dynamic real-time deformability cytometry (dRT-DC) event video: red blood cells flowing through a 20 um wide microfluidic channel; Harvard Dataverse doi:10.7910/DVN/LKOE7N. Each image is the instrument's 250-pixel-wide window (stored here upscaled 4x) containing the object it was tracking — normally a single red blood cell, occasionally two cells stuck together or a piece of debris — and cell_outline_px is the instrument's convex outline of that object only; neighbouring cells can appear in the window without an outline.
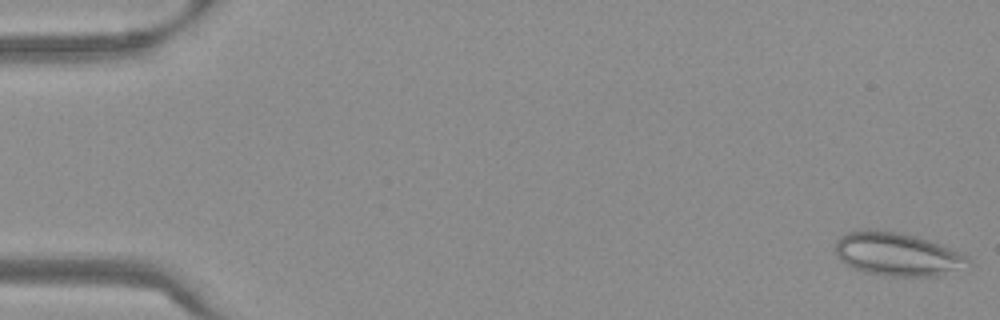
{"species": "Egyptian fruit bat (a non-hibernating species)", "species_latin": "Rousettus aegyptiacus", "temperature_condition": "warm", "stored_images_in_passage": 53, "camera_frame_rate_fps": 3000, "um_per_image_px": 0.085, "frame": {"image": 1, "passage_image": 1, "time_ms": 0.0, "image_size_px": [1000, 320], "cell_outline_px": [[972, 264], [940, 276], [888, 276], [864, 272], [840, 260], [836, 252], [836, 240], [840, 236], [848, 232], [864, 228], [876, 228], [900, 232], [916, 236], [964, 252], [972, 260]], "centroid_in_image_um": [76.32, 21.58], "position_along_channel_um": 8.7, "area_um2": 34.04}}
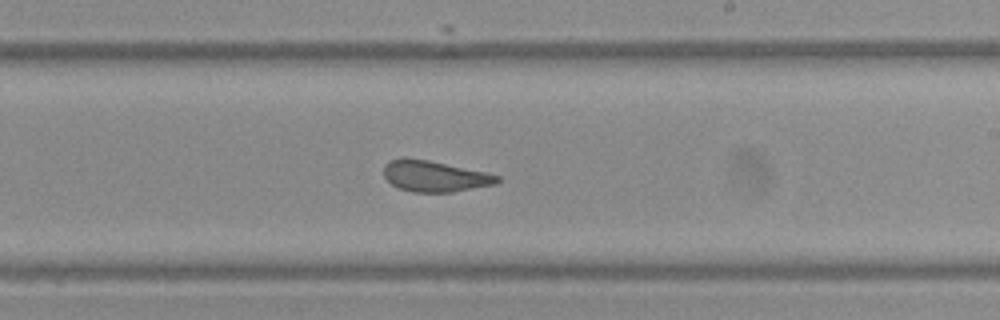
{"frame": {"image": 2, "passage_image": 32, "time_ms": 10.333, "image_size_px": [1000, 320], "cell_outline_px": [[500, 180], [496, 184], [452, 192], [412, 192], [396, 188], [384, 176], [384, 164], [388, 160], [428, 160], [488, 172], [500, 176]], "centroid_in_image_um": [36.99, 15.0], "position_along_channel_um": 252.0, "area_um2": 20.29}}
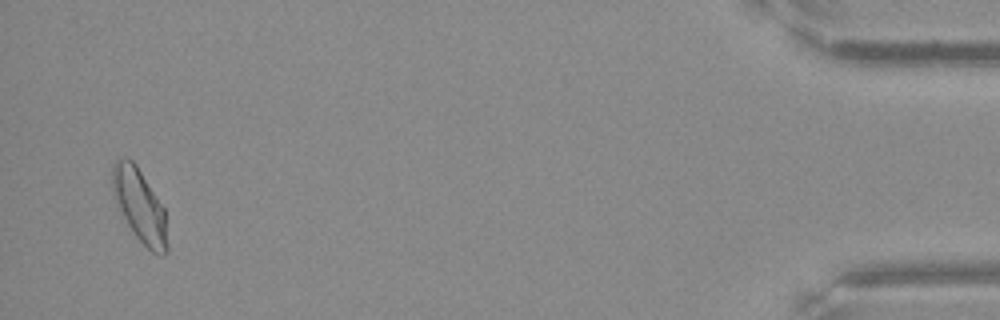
{"frame": {"image": 3, "passage_image": 52, "time_ms": 17.0, "image_size_px": [1000, 320], "cell_outline_px": [[168, 252], [164, 256], [160, 256], [152, 252], [136, 236], [120, 212], [112, 188], [112, 164], [116, 160], [132, 160], [136, 164], [164, 208], [168, 244]], "centroid_in_image_um": [11.9, 17.52], "position_along_channel_um": 423.3, "area_um2": 23.06}, "authors_computed_cell_mechanics": {"area_um2": 21.964, "velocity_mm_per_s": 3.7911, "shape_relaxation_time_tau1_ms": null, "shape_relaxation_time_tau2_ms": 1.1479, "deformation_change_tau1": null, "deformation_change_tau2": 0.0905}}